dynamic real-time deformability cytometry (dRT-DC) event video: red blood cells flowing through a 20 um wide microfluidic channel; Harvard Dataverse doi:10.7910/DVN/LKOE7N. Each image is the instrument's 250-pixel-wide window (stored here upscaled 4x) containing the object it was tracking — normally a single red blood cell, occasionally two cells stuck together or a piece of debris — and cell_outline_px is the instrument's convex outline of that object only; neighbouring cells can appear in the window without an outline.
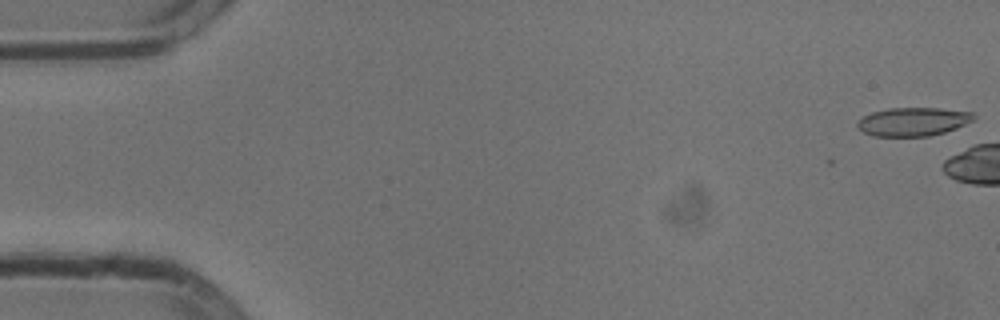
{"species": "common noctule bat (a hibernating species)", "species_latin": "Nyctalus noctula", "temperature_condition": "cold", "stored_images_in_passage": 5, "camera_frame_rate_fps": 3000, "um_per_image_px": 0.085, "animal": {"sex": "male", "body_mass_g": 13.3}, "frame": {"image": 1, "passage_image": 1, "time_ms": 0.0, "image_size_px": [1000, 320], "cell_outline_px": [[976, 116], [972, 120], [956, 128], [944, 132], [928, 136], [872, 136], [864, 132], [856, 124], [864, 116], [872, 112], [888, 108], [940, 108], [972, 112]], "centroid_in_image_um": [77.61, 10.33], "position_along_channel_um": 7.4, "area_um2": 19.13}}